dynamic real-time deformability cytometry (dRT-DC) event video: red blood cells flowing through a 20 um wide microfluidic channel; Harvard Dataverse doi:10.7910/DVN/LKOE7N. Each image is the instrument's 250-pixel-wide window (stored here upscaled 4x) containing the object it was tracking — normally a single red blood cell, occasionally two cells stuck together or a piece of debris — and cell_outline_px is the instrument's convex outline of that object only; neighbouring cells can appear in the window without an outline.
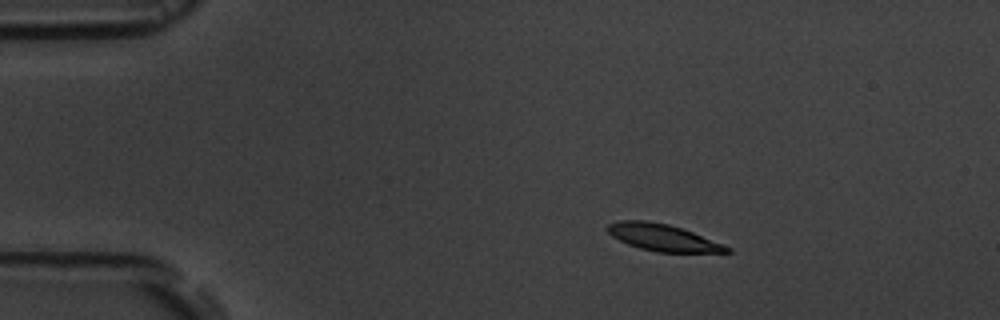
{"species": "common noctule bat (a hibernating species)", "species_latin": "Nyctalus noctula", "temperature_condition": "room temperature", "stored_images_in_passage": 1, "camera_frame_rate_fps": 3000, "um_per_image_px": 0.085, "animal": {"sex": "male", "body_mass_g": 19.5, "forearm_length_mm": 54.6}, "frame": {"image": 1, "passage_image": 1, "time_ms": 0.0, "image_size_px": [1000, 320], "cell_outline_px": [[732, 252], [656, 252], [640, 248], [628, 244], [612, 236], [604, 228], [608, 224], [620, 220], [648, 220], [668, 224], [692, 232], [724, 244], [732, 248]], "centroid_in_image_um": [56.32, 20.18], "position_along_channel_um": 28.7, "area_um2": 18.61}}